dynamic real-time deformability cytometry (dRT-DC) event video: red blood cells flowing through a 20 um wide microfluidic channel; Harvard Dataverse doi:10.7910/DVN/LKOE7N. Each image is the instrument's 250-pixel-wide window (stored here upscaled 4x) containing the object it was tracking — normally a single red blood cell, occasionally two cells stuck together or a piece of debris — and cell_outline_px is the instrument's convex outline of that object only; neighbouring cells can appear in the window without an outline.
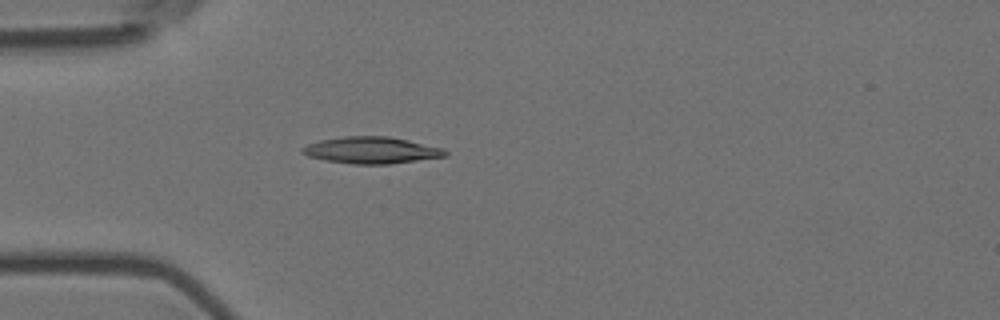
{"species": "Egyptian fruit bat (a non-hibernating species)", "species_latin": "Rousettus aegyptiacus", "temperature_condition": "room temperature", "stored_images_in_passage": 4, "camera_frame_rate_fps": 3000, "um_per_image_px": 0.085, "animal": {"sex": "female"}, "frame": {"image": 1, "passage_image": 4, "time_ms": 1.0, "image_size_px": [1000, 320], "cell_outline_px": [[448, 156], [388, 164], [352, 164], [328, 160], [308, 156], [300, 152], [300, 148], [308, 144], [320, 140], [344, 136], [388, 136], [408, 140], [444, 148], [448, 152]], "centroid_in_image_um": [31.58, 12.76], "position_along_channel_um": 53.4, "area_um2": 22.2}}